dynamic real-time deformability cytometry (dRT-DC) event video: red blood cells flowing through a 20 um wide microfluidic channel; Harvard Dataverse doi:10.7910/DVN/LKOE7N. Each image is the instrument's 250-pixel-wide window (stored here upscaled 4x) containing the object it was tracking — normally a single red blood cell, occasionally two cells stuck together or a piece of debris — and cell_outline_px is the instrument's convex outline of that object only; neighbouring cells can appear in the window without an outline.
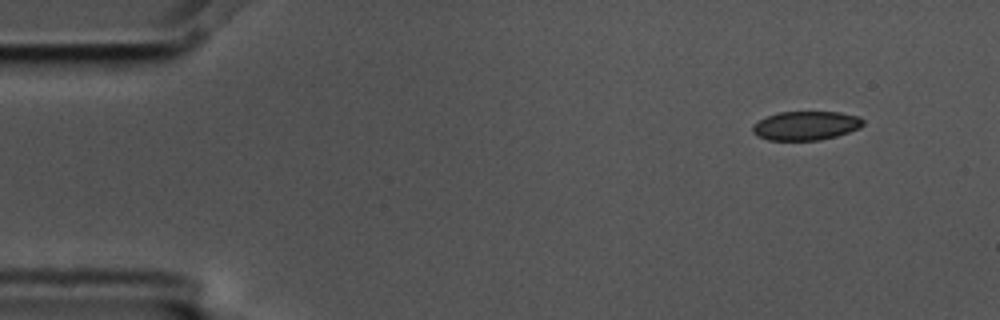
{"species": "common noctule bat (a hibernating species)", "species_latin": "Nyctalus noctula", "temperature_condition": "cold", "stored_images_in_passage": 4, "camera_frame_rate_fps": 3000, "um_per_image_px": 0.085, "animal": {"sex": "male", "body_mass_g": 17.5, "forearm_length_mm": 52.3}, "frame": {"image": 1, "passage_image": 1, "time_ms": 0.0, "image_size_px": [1000, 320], "cell_outline_px": [[864, 124], [860, 128], [836, 136], [820, 140], [768, 140], [752, 132], [752, 124], [768, 116], [780, 112], [840, 112], [860, 116], [864, 120]], "centroid_in_image_um": [68.53, 10.67], "position_along_channel_um": 16.5, "area_um2": 18.61}}
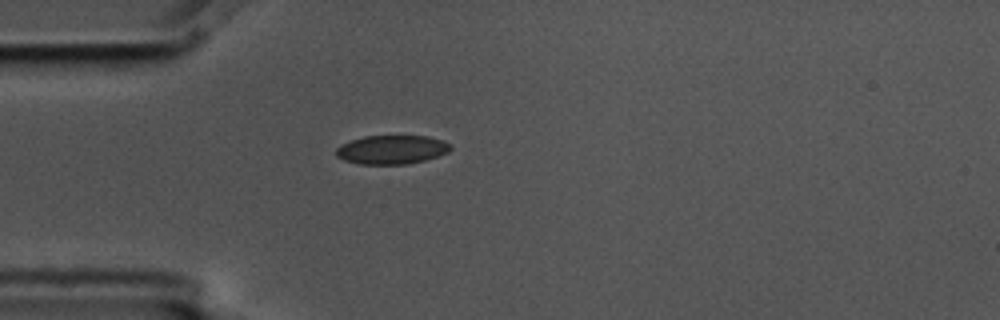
{"frame": {"image": 2, "passage_image": 4, "time_ms": 1.0, "image_size_px": [1000, 320], "cell_outline_px": [[452, 148], [448, 152], [424, 160], [408, 164], [360, 164], [344, 160], [336, 156], [336, 148], [340, 144], [364, 136], [428, 136], [444, 140]], "centroid_in_image_um": [33.28, 12.71], "position_along_channel_um": 51.7, "area_um2": 19.19}}